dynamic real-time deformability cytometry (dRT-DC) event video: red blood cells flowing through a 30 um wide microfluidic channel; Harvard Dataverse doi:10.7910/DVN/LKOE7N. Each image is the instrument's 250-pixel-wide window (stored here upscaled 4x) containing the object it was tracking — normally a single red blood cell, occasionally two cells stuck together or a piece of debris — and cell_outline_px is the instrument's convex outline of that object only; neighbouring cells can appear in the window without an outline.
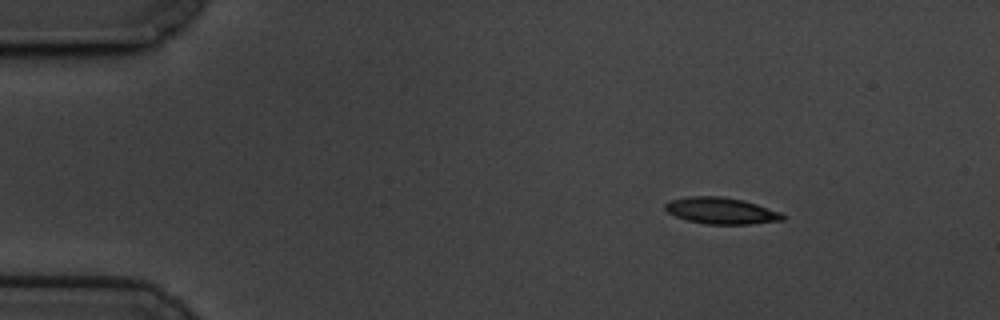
{"species": "common noctule bat (a hibernating species)", "species_latin": "Nyctalus noctula", "temperature_condition": "cold", "stored_images_in_passage": 51, "camera_frame_rate_fps": 3000, "um_per_image_px": 0.085, "animal": {"sex": "male", "body_mass_g": 19.5, "forearm_length_mm": 54.6}, "frame": {"image": 1, "passage_image": 1, "time_ms": 0.0, "image_size_px": [1000, 320], "cell_outline_px": [[784, 220], [748, 224], [704, 224], [688, 220], [676, 216], [668, 212], [664, 208], [664, 204], [672, 200], [688, 196], [724, 196], [744, 200], [780, 212], [784, 216]], "centroid_in_image_um": [61.29, 17.9], "position_along_channel_um": 23.7, "area_um2": 18.03}}
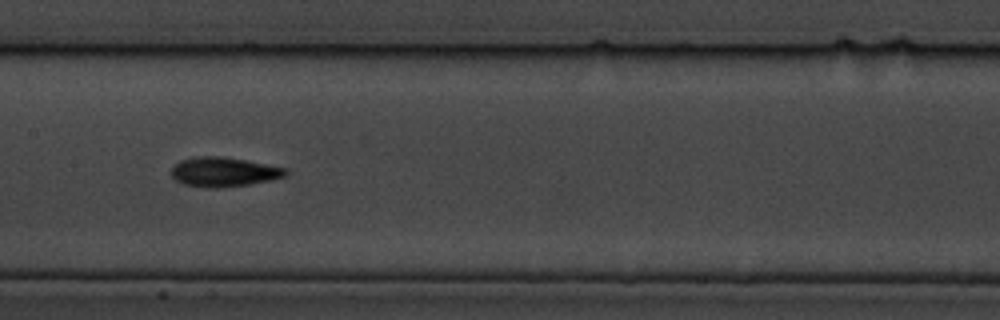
{"frame": {"image": 2, "passage_image": 22, "time_ms": 7.0, "image_size_px": [1000, 320], "cell_outline_px": [[288, 172], [284, 176], [272, 180], [248, 184], [220, 188], [208, 188], [184, 184], [176, 180], [172, 176], [172, 168], [180, 160], [196, 156], [220, 156], [244, 160], [288, 168]], "centroid_in_image_um": [19.02, 14.61], "position_along_channel_um": 188.4, "area_um2": 19.54}}
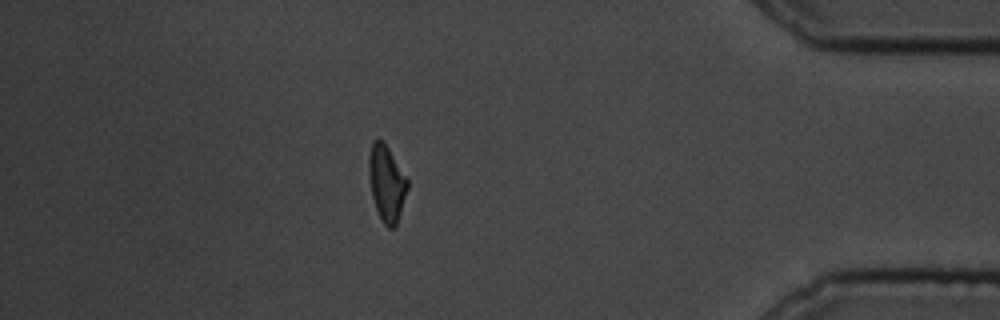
{"frame": {"image": 3, "passage_image": 44, "time_ms": 14.333, "image_size_px": [1000, 320], "cell_outline_px": [[408, 188], [396, 228], [388, 228], [380, 220], [372, 196], [368, 172], [368, 156], [372, 140], [384, 140], [408, 180]], "centroid_in_image_um": [32.85, 15.58], "position_along_channel_um": 402.3, "area_um2": 17.34}, "authors_computed_cell_mechanics": {"area_um2": 17.9758, "velocity_mm_per_s": 3.4424, "shape_relaxation_time_tau1_ms": 3.5304, "shape_relaxation_time_tau2_ms": 9.6342, "deformation_change_tau1": 0.1381, "deformation_change_tau2": 0.1823}}